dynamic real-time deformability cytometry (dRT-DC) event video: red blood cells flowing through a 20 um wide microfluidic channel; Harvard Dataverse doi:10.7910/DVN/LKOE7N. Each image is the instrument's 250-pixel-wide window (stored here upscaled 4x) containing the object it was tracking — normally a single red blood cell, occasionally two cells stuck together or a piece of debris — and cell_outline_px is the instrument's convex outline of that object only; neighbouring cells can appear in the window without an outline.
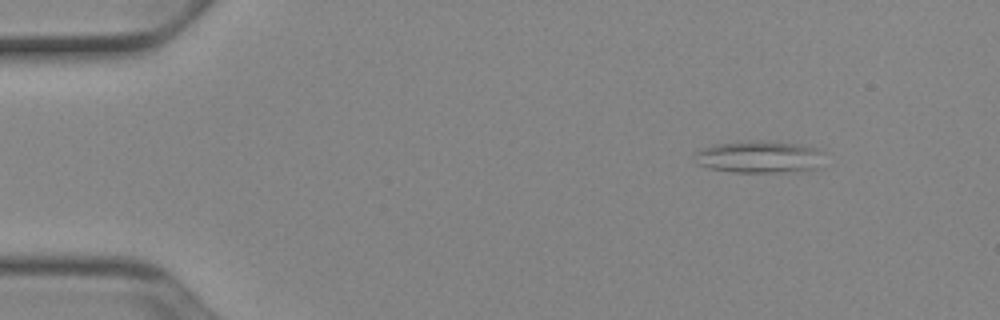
{"species": "Egyptian fruit bat (a non-hibernating species)", "species_latin": "Rousettus aegyptiacus", "temperature_condition": "cold", "stored_images_in_passage": 46, "camera_frame_rate_fps": 3000, "um_per_image_px": 0.085, "animal": {"sex": "female"}, "frame": {"image": 1, "passage_image": 1, "time_ms": 0.0, "image_size_px": [1000, 320], "cell_outline_px": [[828, 152], [820, 168], [784, 172], [732, 172], [708, 168], [700, 164], [696, 152], [700, 148], [716, 144], [764, 140], [796, 144], [816, 148]], "centroid_in_image_um": [64.66, 13.34], "position_along_channel_um": 20.3, "area_um2": 24.33}}
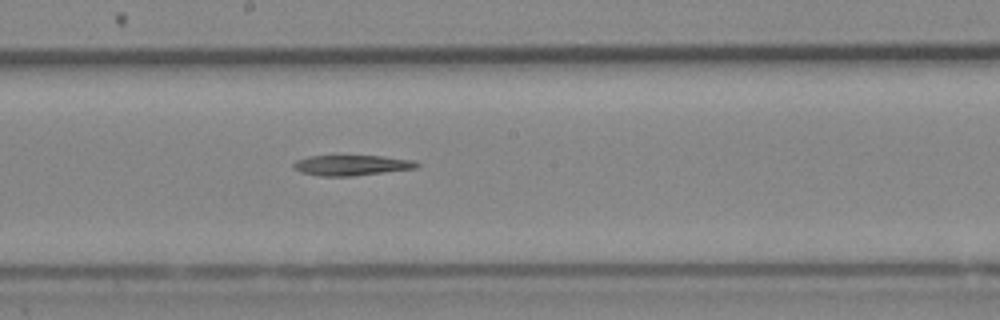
{"frame": {"image": 2, "passage_image": 23, "time_ms": 7.333, "image_size_px": [1000, 320], "cell_outline_px": [[420, 164], [416, 168], [352, 176], [320, 176], [300, 172], [292, 164], [296, 160], [308, 156], [384, 156], [416, 160]], "centroid_in_image_um": [29.91, 14.04], "position_along_channel_um": 218.3, "area_um2": 14.62}}
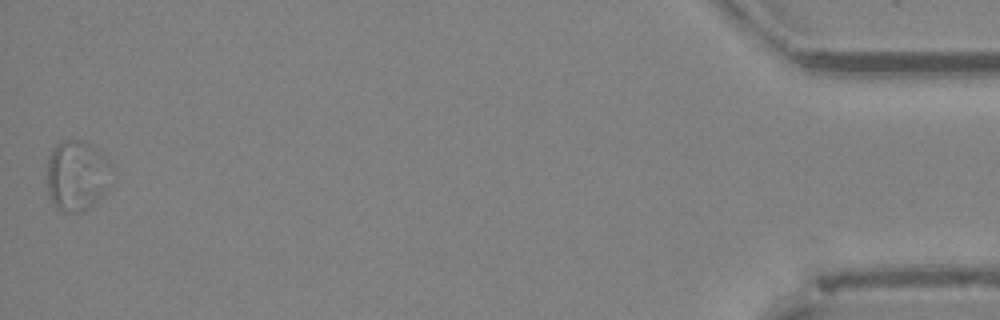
{"frame": {"image": 3, "passage_image": 46, "time_ms": 15.0, "image_size_px": [1000, 320], "cell_outline_px": [[112, 184], [92, 204], [76, 212], [64, 212], [52, 200], [48, 192], [48, 160], [52, 148], [60, 140], [80, 140], [96, 148], [112, 164]], "centroid_in_image_um": [6.57, 14.87], "position_along_channel_um": 428.6, "area_um2": 26.3}}